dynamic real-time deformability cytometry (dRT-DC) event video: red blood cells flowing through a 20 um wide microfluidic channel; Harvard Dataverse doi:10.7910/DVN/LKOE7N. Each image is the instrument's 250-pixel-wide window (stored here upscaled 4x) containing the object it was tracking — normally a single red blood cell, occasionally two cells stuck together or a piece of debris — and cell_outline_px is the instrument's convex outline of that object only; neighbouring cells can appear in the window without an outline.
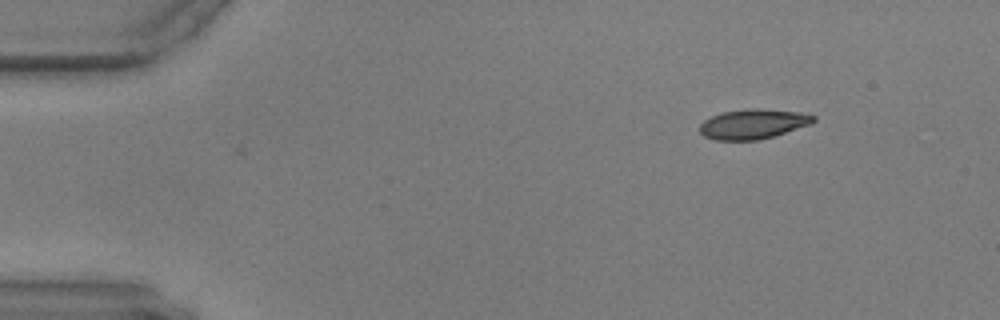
{"species": "common noctule bat (a hibernating species)", "species_latin": "Nyctalus noctula", "temperature_condition": "warm", "stored_images_in_passage": 9, "camera_frame_rate_fps": 3000, "um_per_image_px": 0.085, "animal": {"sex": "male", "body_mass_g": 17.9, "forearm_length_mm": 54.2}, "frame": {"image": 1, "passage_image": 1, "time_ms": 0.0, "image_size_px": [1000, 320], "cell_outline_px": [[816, 120], [812, 124], [772, 136], [756, 140], [716, 140], [704, 136], [700, 132], [700, 124], [704, 120], [720, 112], [748, 108], [756, 108], [800, 112], [816, 116]], "centroid_in_image_um": [64.01, 10.53], "position_along_channel_um": 21.0, "area_um2": 19.77}}